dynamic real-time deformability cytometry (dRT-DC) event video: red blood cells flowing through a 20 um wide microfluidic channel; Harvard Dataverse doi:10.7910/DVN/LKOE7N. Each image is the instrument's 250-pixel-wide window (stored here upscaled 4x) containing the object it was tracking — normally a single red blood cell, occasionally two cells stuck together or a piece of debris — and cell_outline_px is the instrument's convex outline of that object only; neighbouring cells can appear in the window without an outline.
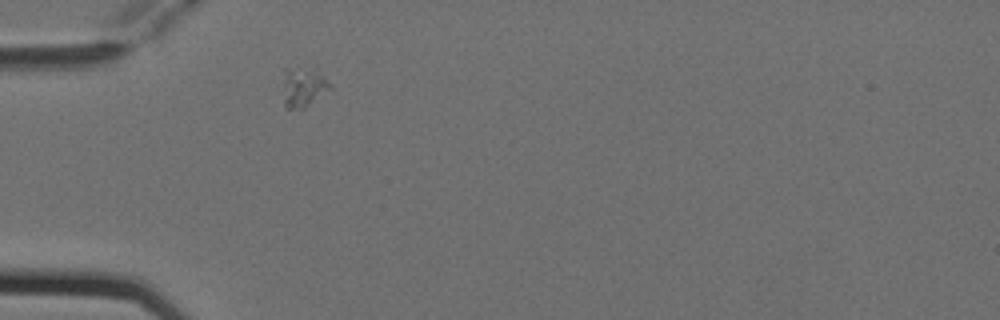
{"species": "Egyptian fruit bat (a non-hibernating species)", "species_latin": "Rousettus aegyptiacus", "temperature_condition": "cold", "stored_images_in_passage": 1, "camera_frame_rate_fps": 3000, "um_per_image_px": 0.085, "animal": {"sex": "female"}, "frame": {"image": 1, "passage_image": 1, "time_ms": 0.0, "image_size_px": [1000, 320], "cell_outline_px": [[332, 88], [300, 112], [288, 108], [284, 104], [284, 68], [288, 68], [320, 76]], "centroid_in_image_um": [25.72, 7.56], "position_along_channel_um": 59.3, "area_um2": 10.0}}